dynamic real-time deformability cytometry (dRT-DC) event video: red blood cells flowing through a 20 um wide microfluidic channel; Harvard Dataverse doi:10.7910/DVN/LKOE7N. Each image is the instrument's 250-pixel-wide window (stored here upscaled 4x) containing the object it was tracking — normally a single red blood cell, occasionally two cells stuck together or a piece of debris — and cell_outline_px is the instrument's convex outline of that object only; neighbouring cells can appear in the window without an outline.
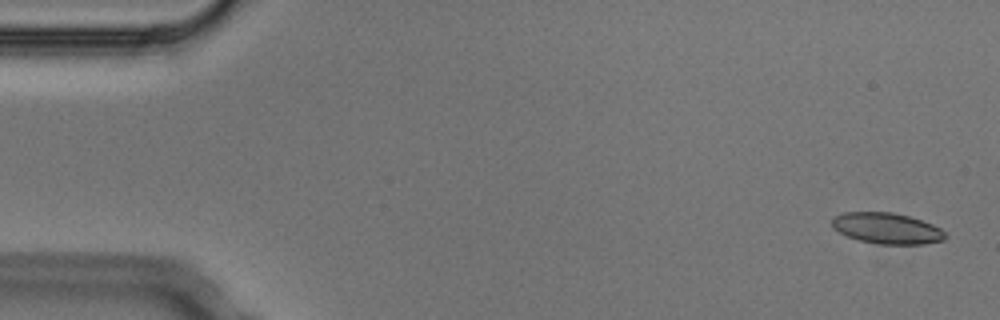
{"species": "Egyptian fruit bat (a non-hibernating species)", "species_latin": "Rousettus aegyptiacus", "temperature_condition": "cold", "stored_images_in_passage": 5, "camera_frame_rate_fps": 3000, "um_per_image_px": 0.085, "animal": {"sex": "male"}, "frame": {"image": 1, "passage_image": 1, "time_ms": 0.0, "image_size_px": [1000, 320], "cell_outline_px": [[948, 236], [944, 240], [924, 244], [880, 244], [860, 240], [848, 236], [832, 228], [832, 220], [836, 216], [844, 212], [892, 212], [908, 216], [932, 224], [940, 228]], "centroid_in_image_um": [75.4, 19.41], "position_along_channel_um": 9.6, "area_um2": 20.29}}
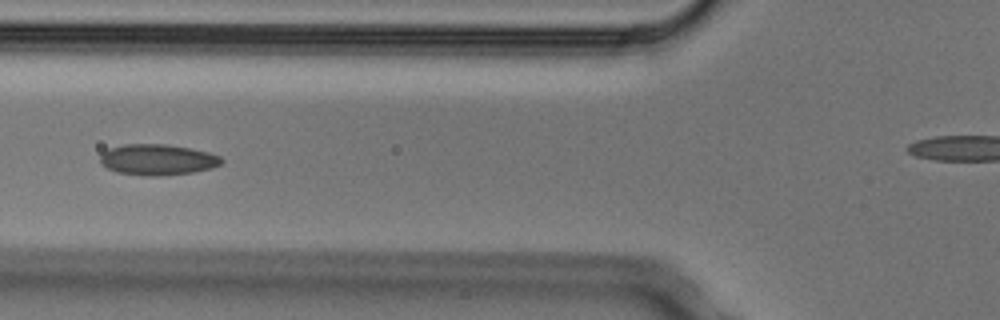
{"frame": {"image": 2, "passage_image": 5, "time_ms": 1.333, "image_size_px": [1000, 320], "cell_outline_px": [[224, 160], [220, 164], [212, 168], [192, 172], [156, 176], [148, 176], [116, 172], [100, 164], [100, 156], [108, 148], [124, 144], [164, 144], [192, 148], [208, 152], [220, 156]], "centroid_in_image_um": [13.38, 13.56], "position_along_channel_um": 112.4, "area_um2": 21.85}}